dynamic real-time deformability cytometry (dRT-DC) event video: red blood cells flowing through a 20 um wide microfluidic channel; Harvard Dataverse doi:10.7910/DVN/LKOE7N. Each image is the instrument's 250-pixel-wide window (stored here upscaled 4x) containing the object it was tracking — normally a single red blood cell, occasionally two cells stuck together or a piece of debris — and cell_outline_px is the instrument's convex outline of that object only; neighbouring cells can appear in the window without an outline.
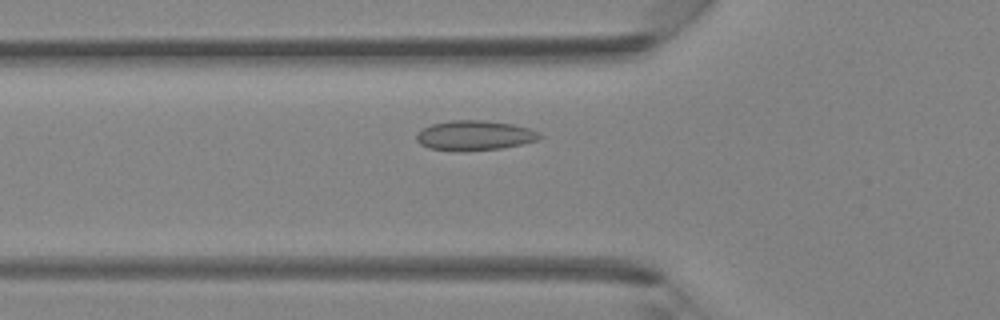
{"species": "Egyptian fruit bat (a non-hibernating species)", "species_latin": "Rousettus aegyptiacus", "temperature_condition": "room temperature", "stored_images_in_passage": 39, "camera_frame_rate_fps": 3000, "um_per_image_px": 0.085, "animal": {"sex": "female"}, "frame": {"image": 1, "passage_image": 12, "time_ms": 3.667, "image_size_px": [1000, 320], "cell_outline_px": [[544, 136], [536, 140], [520, 144], [500, 148], [428, 148], [420, 144], [416, 140], [416, 136], [424, 128], [432, 124], [452, 120], [484, 120], [512, 124], [528, 128], [540, 132]], "centroid_in_image_um": [40.39, 11.46], "position_along_channel_um": 85.4, "area_um2": 20.35}}
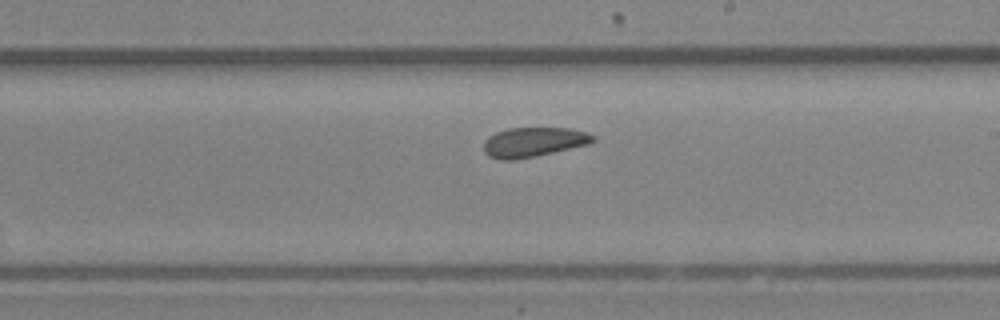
{"frame": {"image": 2, "passage_image": 22, "time_ms": 7.0, "image_size_px": [1000, 320], "cell_outline_px": [[596, 140], [588, 144], [536, 156], [512, 160], [500, 160], [488, 156], [484, 152], [484, 140], [488, 136], [496, 132], [508, 128], [568, 128], [588, 132], [596, 136]], "centroid_in_image_um": [45.34, 12.07], "position_along_channel_um": 243.7, "area_um2": 18.96}}
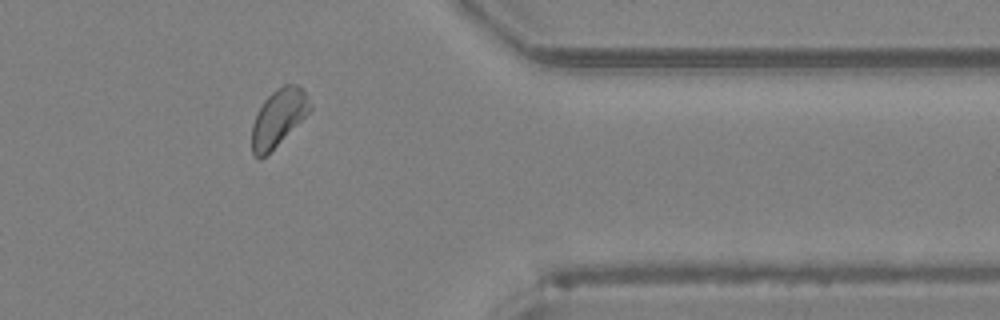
{"frame": {"image": 3, "passage_image": 32, "time_ms": 10.333, "image_size_px": [1000, 320], "cell_outline_px": [[312, 108], [260, 160], [252, 152], [252, 124], [264, 100], [276, 88], [284, 84], [296, 84], [304, 92], [312, 104]], "centroid_in_image_um": [23.64, 9.96], "position_along_channel_um": 387.8, "area_um2": 18.5}}